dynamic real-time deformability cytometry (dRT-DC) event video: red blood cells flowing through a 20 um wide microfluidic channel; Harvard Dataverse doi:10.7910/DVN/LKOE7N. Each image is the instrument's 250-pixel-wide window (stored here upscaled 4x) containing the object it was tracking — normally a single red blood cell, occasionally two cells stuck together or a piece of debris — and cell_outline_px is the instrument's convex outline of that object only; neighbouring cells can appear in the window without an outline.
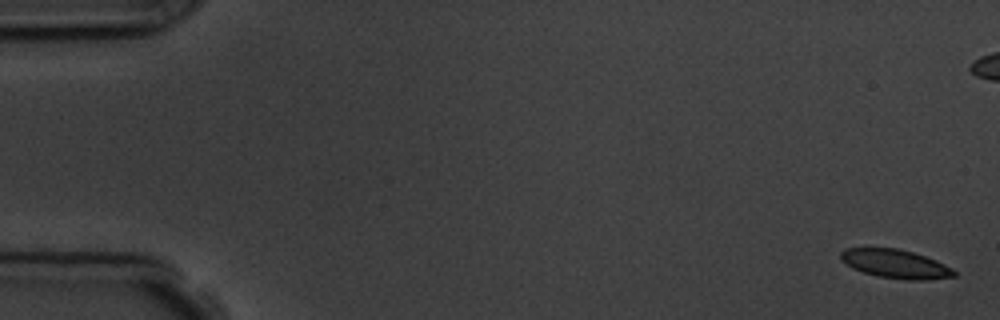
{"species": "common noctule bat (a hibernating species)", "species_latin": "Nyctalus noctula", "temperature_condition": "room temperature", "stored_images_in_passage": 5, "camera_frame_rate_fps": 3000, "um_per_image_px": 0.085, "animal": {"sex": "male", "body_mass_g": 19.5, "forearm_length_mm": 54.6}, "frame": {"image": 1, "passage_image": 1, "time_ms": 0.0, "image_size_px": [1000, 320], "cell_outline_px": [[956, 276], [924, 280], [908, 280], [876, 276], [852, 268], [840, 260], [840, 252], [844, 248], [896, 248], [912, 252], [936, 260], [952, 268], [956, 272]], "centroid_in_image_um": [76.09, 22.43], "position_along_channel_um": 8.9, "area_um2": 18.96}}